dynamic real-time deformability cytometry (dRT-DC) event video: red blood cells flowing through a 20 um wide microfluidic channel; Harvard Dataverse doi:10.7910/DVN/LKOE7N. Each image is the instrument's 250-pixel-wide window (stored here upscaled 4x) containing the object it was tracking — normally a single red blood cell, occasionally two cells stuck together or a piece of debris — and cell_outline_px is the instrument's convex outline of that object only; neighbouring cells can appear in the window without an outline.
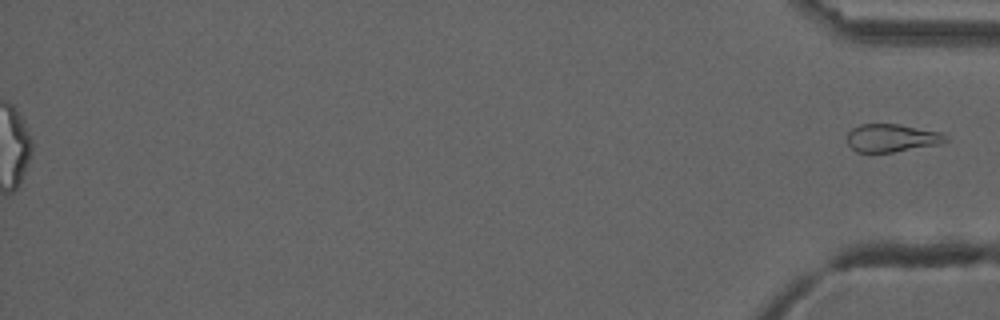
{"species": "common noctule bat (a hibernating species)", "species_latin": "Nyctalus noctula", "temperature_condition": "cold", "stored_images_in_passage": 55, "segment_of_instrument_passage": [2, 2], "camera_frame_rate_fps": 3000, "um_per_image_px": 0.085, "animal": {"sex": "male", "forearm_length_mm": 52.5}, "frame": {"image": 1, "passage_image": 55, "time_ms": 18.0, "image_size_px": [1000, 320], "cell_outline_px": [[948, 140], [940, 144], [892, 152], [856, 152], [848, 144], [848, 132], [852, 128], [860, 124], [900, 124], [940, 132], [948, 136]], "centroid_in_image_um": [75.81, 11.72], "position_along_channel_um": 359.4, "area_um2": 16.01}}